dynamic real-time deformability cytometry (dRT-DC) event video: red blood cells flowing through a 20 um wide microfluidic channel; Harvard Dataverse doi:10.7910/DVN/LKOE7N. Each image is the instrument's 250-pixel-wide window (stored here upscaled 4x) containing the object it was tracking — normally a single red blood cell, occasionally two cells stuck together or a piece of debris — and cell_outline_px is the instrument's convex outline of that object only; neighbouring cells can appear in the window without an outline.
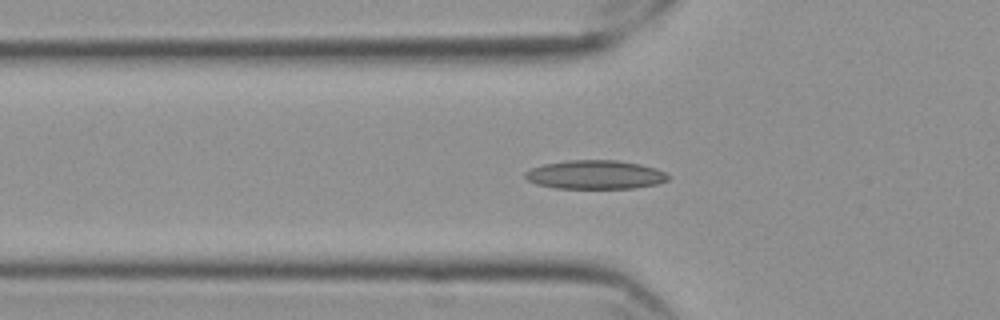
{"species": "Egyptian fruit bat (a non-hibernating species)", "species_latin": "Rousettus aegyptiacus", "temperature_condition": "cold", "stored_images_in_passage": 60, "segment_of_instrument_passage": [1, 2], "camera_frame_rate_fps": 3000, "um_per_image_px": 0.085, "frame": {"image": 1, "passage_image": 21, "time_ms": 6.667, "image_size_px": [1000, 320], "cell_outline_px": [[668, 180], [656, 184], [632, 188], [556, 188], [536, 184], [528, 180], [524, 176], [524, 172], [532, 168], [544, 164], [568, 160], [616, 160], [640, 164], [656, 168], [664, 172], [668, 176]], "centroid_in_image_um": [50.57, 14.84], "position_along_channel_um": 75.2, "area_um2": 23.87}}
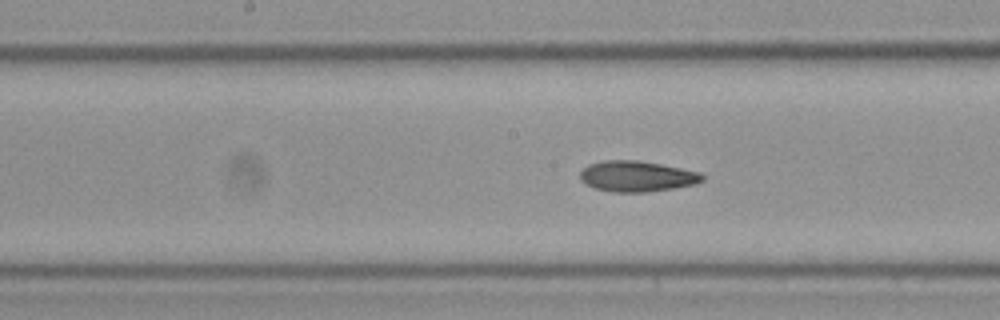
{"frame": {"image": 2, "passage_image": 31, "time_ms": 10.0, "image_size_px": [1000, 320], "cell_outline_px": [[704, 180], [696, 184], [672, 188], [644, 192], [612, 192], [596, 188], [580, 180], [580, 172], [588, 164], [604, 160], [636, 160], [660, 164], [700, 172], [704, 176]], "centroid_in_image_um": [54.13, 14.98], "position_along_channel_um": 194.1, "area_um2": 21.73}}
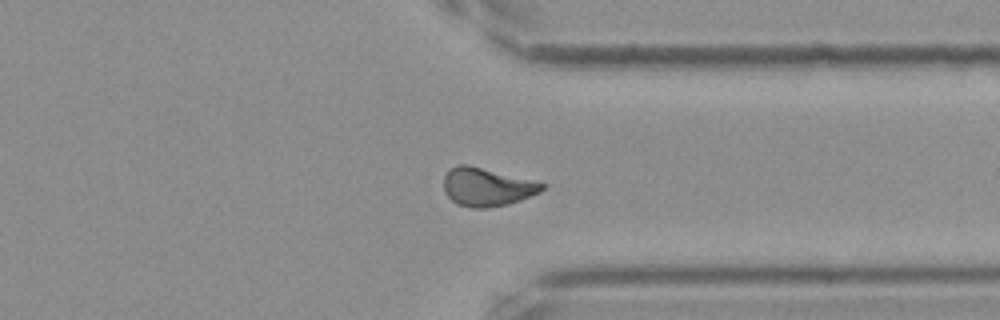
{"frame": {"image": 3, "passage_image": 46, "time_ms": 15.0, "image_size_px": [1000, 320], "cell_outline_px": [[544, 188], [540, 192], [520, 200], [508, 204], [488, 208], [472, 208], [456, 204], [444, 192], [444, 176], [456, 164], [468, 164], [536, 180], [544, 184]], "centroid_in_image_um": [41.39, 15.88], "position_along_channel_um": 370.0, "area_um2": 22.14}}